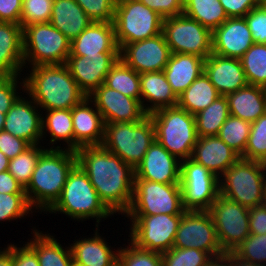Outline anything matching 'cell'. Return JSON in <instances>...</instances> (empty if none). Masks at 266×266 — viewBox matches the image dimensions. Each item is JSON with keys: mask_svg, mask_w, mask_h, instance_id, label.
<instances>
[{"mask_svg": "<svg viewBox=\"0 0 266 266\" xmlns=\"http://www.w3.org/2000/svg\"><path fill=\"white\" fill-rule=\"evenodd\" d=\"M76 154L77 164L105 206L113 214L126 213L133 199L135 170L102 145L80 147Z\"/></svg>", "mask_w": 266, "mask_h": 266, "instance_id": "6da1fadb", "label": "cell"}, {"mask_svg": "<svg viewBox=\"0 0 266 266\" xmlns=\"http://www.w3.org/2000/svg\"><path fill=\"white\" fill-rule=\"evenodd\" d=\"M76 165V151L62 150L59 146L44 150L24 189L30 206L48 211L59 199L67 177Z\"/></svg>", "mask_w": 266, "mask_h": 266, "instance_id": "7a4b0ae2", "label": "cell"}, {"mask_svg": "<svg viewBox=\"0 0 266 266\" xmlns=\"http://www.w3.org/2000/svg\"><path fill=\"white\" fill-rule=\"evenodd\" d=\"M23 84L37 108L39 105L46 110L72 109L87 97L65 64L32 67Z\"/></svg>", "mask_w": 266, "mask_h": 266, "instance_id": "3957f363", "label": "cell"}, {"mask_svg": "<svg viewBox=\"0 0 266 266\" xmlns=\"http://www.w3.org/2000/svg\"><path fill=\"white\" fill-rule=\"evenodd\" d=\"M149 116L156 141L178 159L191 158L198 138L195 115L175 106L159 109Z\"/></svg>", "mask_w": 266, "mask_h": 266, "instance_id": "277c9868", "label": "cell"}, {"mask_svg": "<svg viewBox=\"0 0 266 266\" xmlns=\"http://www.w3.org/2000/svg\"><path fill=\"white\" fill-rule=\"evenodd\" d=\"M155 140V127L148 115L139 122L105 124L102 146L135 170Z\"/></svg>", "mask_w": 266, "mask_h": 266, "instance_id": "5b68a950", "label": "cell"}, {"mask_svg": "<svg viewBox=\"0 0 266 266\" xmlns=\"http://www.w3.org/2000/svg\"><path fill=\"white\" fill-rule=\"evenodd\" d=\"M49 213L63 212L74 219L107 218L113 214L100 200L87 174L77 164L67 177L61 195L48 210Z\"/></svg>", "mask_w": 266, "mask_h": 266, "instance_id": "8992f818", "label": "cell"}, {"mask_svg": "<svg viewBox=\"0 0 266 266\" xmlns=\"http://www.w3.org/2000/svg\"><path fill=\"white\" fill-rule=\"evenodd\" d=\"M264 172L262 162L239 158L222 174L224 179H219V194L249 209L261 205L266 186Z\"/></svg>", "mask_w": 266, "mask_h": 266, "instance_id": "52a82bcc", "label": "cell"}, {"mask_svg": "<svg viewBox=\"0 0 266 266\" xmlns=\"http://www.w3.org/2000/svg\"><path fill=\"white\" fill-rule=\"evenodd\" d=\"M163 19L139 0H117L113 24L119 50L125 44L161 34Z\"/></svg>", "mask_w": 266, "mask_h": 266, "instance_id": "ba28073f", "label": "cell"}, {"mask_svg": "<svg viewBox=\"0 0 266 266\" xmlns=\"http://www.w3.org/2000/svg\"><path fill=\"white\" fill-rule=\"evenodd\" d=\"M71 41L50 22L23 28V55L33 65L65 64L70 55Z\"/></svg>", "mask_w": 266, "mask_h": 266, "instance_id": "9c48e42d", "label": "cell"}, {"mask_svg": "<svg viewBox=\"0 0 266 266\" xmlns=\"http://www.w3.org/2000/svg\"><path fill=\"white\" fill-rule=\"evenodd\" d=\"M180 184L134 180L133 199L127 215H183Z\"/></svg>", "mask_w": 266, "mask_h": 266, "instance_id": "30bf717a", "label": "cell"}, {"mask_svg": "<svg viewBox=\"0 0 266 266\" xmlns=\"http://www.w3.org/2000/svg\"><path fill=\"white\" fill-rule=\"evenodd\" d=\"M162 33L171 53L192 54L204 59L212 54V32L185 14L164 18Z\"/></svg>", "mask_w": 266, "mask_h": 266, "instance_id": "8fae6325", "label": "cell"}, {"mask_svg": "<svg viewBox=\"0 0 266 266\" xmlns=\"http://www.w3.org/2000/svg\"><path fill=\"white\" fill-rule=\"evenodd\" d=\"M180 188L186 211H208L219 194V178L188 158L180 162Z\"/></svg>", "mask_w": 266, "mask_h": 266, "instance_id": "7c38bea8", "label": "cell"}, {"mask_svg": "<svg viewBox=\"0 0 266 266\" xmlns=\"http://www.w3.org/2000/svg\"><path fill=\"white\" fill-rule=\"evenodd\" d=\"M131 217V242L137 247L164 253L173 247L182 215H127Z\"/></svg>", "mask_w": 266, "mask_h": 266, "instance_id": "4fadbf2b", "label": "cell"}, {"mask_svg": "<svg viewBox=\"0 0 266 266\" xmlns=\"http://www.w3.org/2000/svg\"><path fill=\"white\" fill-rule=\"evenodd\" d=\"M208 212L224 252L233 251L249 236V208L218 194Z\"/></svg>", "mask_w": 266, "mask_h": 266, "instance_id": "5bb4252c", "label": "cell"}, {"mask_svg": "<svg viewBox=\"0 0 266 266\" xmlns=\"http://www.w3.org/2000/svg\"><path fill=\"white\" fill-rule=\"evenodd\" d=\"M173 247L202 250L211 257L224 253L208 211H186L182 215Z\"/></svg>", "mask_w": 266, "mask_h": 266, "instance_id": "9a60e30c", "label": "cell"}, {"mask_svg": "<svg viewBox=\"0 0 266 266\" xmlns=\"http://www.w3.org/2000/svg\"><path fill=\"white\" fill-rule=\"evenodd\" d=\"M163 33L125 44L119 58L137 73L163 71L171 56Z\"/></svg>", "mask_w": 266, "mask_h": 266, "instance_id": "2e32d148", "label": "cell"}, {"mask_svg": "<svg viewBox=\"0 0 266 266\" xmlns=\"http://www.w3.org/2000/svg\"><path fill=\"white\" fill-rule=\"evenodd\" d=\"M88 97L92 99L94 107L101 113L105 124L139 122L148 116L140 100L125 96L104 83Z\"/></svg>", "mask_w": 266, "mask_h": 266, "instance_id": "e0dca14e", "label": "cell"}, {"mask_svg": "<svg viewBox=\"0 0 266 266\" xmlns=\"http://www.w3.org/2000/svg\"><path fill=\"white\" fill-rule=\"evenodd\" d=\"M118 59L119 52H101V57L68 56L65 65L88 97L105 82L106 75Z\"/></svg>", "mask_w": 266, "mask_h": 266, "instance_id": "ac0fdd59", "label": "cell"}, {"mask_svg": "<svg viewBox=\"0 0 266 266\" xmlns=\"http://www.w3.org/2000/svg\"><path fill=\"white\" fill-rule=\"evenodd\" d=\"M180 160L156 140L148 148L135 169L134 180H149L162 184H180Z\"/></svg>", "mask_w": 266, "mask_h": 266, "instance_id": "d6986e66", "label": "cell"}, {"mask_svg": "<svg viewBox=\"0 0 266 266\" xmlns=\"http://www.w3.org/2000/svg\"><path fill=\"white\" fill-rule=\"evenodd\" d=\"M244 17L228 18L212 32V53L240 59L254 44Z\"/></svg>", "mask_w": 266, "mask_h": 266, "instance_id": "ffe728a7", "label": "cell"}, {"mask_svg": "<svg viewBox=\"0 0 266 266\" xmlns=\"http://www.w3.org/2000/svg\"><path fill=\"white\" fill-rule=\"evenodd\" d=\"M33 101L19 97L6 113L3 130L13 136L37 145L42 138V118Z\"/></svg>", "mask_w": 266, "mask_h": 266, "instance_id": "44dd1931", "label": "cell"}, {"mask_svg": "<svg viewBox=\"0 0 266 266\" xmlns=\"http://www.w3.org/2000/svg\"><path fill=\"white\" fill-rule=\"evenodd\" d=\"M204 73L222 96L248 85L240 59L212 53L205 59Z\"/></svg>", "mask_w": 266, "mask_h": 266, "instance_id": "7402d4cb", "label": "cell"}, {"mask_svg": "<svg viewBox=\"0 0 266 266\" xmlns=\"http://www.w3.org/2000/svg\"><path fill=\"white\" fill-rule=\"evenodd\" d=\"M101 52H119L113 22H92L71 41L69 56L101 57Z\"/></svg>", "mask_w": 266, "mask_h": 266, "instance_id": "603a6c76", "label": "cell"}, {"mask_svg": "<svg viewBox=\"0 0 266 266\" xmlns=\"http://www.w3.org/2000/svg\"><path fill=\"white\" fill-rule=\"evenodd\" d=\"M90 97L84 98L71 109L74 129V151L83 146L102 145L105 122L97 109L88 106Z\"/></svg>", "mask_w": 266, "mask_h": 266, "instance_id": "cb8c5ba5", "label": "cell"}, {"mask_svg": "<svg viewBox=\"0 0 266 266\" xmlns=\"http://www.w3.org/2000/svg\"><path fill=\"white\" fill-rule=\"evenodd\" d=\"M239 158L218 136L198 137L191 156L192 160L203 165L219 179Z\"/></svg>", "mask_w": 266, "mask_h": 266, "instance_id": "d4e9b609", "label": "cell"}, {"mask_svg": "<svg viewBox=\"0 0 266 266\" xmlns=\"http://www.w3.org/2000/svg\"><path fill=\"white\" fill-rule=\"evenodd\" d=\"M22 66L23 28L20 24L0 21V76H18Z\"/></svg>", "mask_w": 266, "mask_h": 266, "instance_id": "484cf974", "label": "cell"}, {"mask_svg": "<svg viewBox=\"0 0 266 266\" xmlns=\"http://www.w3.org/2000/svg\"><path fill=\"white\" fill-rule=\"evenodd\" d=\"M204 62V58L192 54H171L163 72L177 97L204 72Z\"/></svg>", "mask_w": 266, "mask_h": 266, "instance_id": "4316f807", "label": "cell"}, {"mask_svg": "<svg viewBox=\"0 0 266 266\" xmlns=\"http://www.w3.org/2000/svg\"><path fill=\"white\" fill-rule=\"evenodd\" d=\"M230 115L250 123L266 113V88L247 85L225 96Z\"/></svg>", "mask_w": 266, "mask_h": 266, "instance_id": "83f0119b", "label": "cell"}, {"mask_svg": "<svg viewBox=\"0 0 266 266\" xmlns=\"http://www.w3.org/2000/svg\"><path fill=\"white\" fill-rule=\"evenodd\" d=\"M49 22L72 41L93 21L75 0H54Z\"/></svg>", "mask_w": 266, "mask_h": 266, "instance_id": "f1b7e54d", "label": "cell"}, {"mask_svg": "<svg viewBox=\"0 0 266 266\" xmlns=\"http://www.w3.org/2000/svg\"><path fill=\"white\" fill-rule=\"evenodd\" d=\"M141 97L152 103L146 107L149 115L159 109L175 107L178 104V97L173 92L163 71L146 72L140 74Z\"/></svg>", "mask_w": 266, "mask_h": 266, "instance_id": "f546056e", "label": "cell"}, {"mask_svg": "<svg viewBox=\"0 0 266 266\" xmlns=\"http://www.w3.org/2000/svg\"><path fill=\"white\" fill-rule=\"evenodd\" d=\"M73 263L79 266H115L118 252L114 254L96 230L93 238L76 241L71 247Z\"/></svg>", "mask_w": 266, "mask_h": 266, "instance_id": "4dcf8cb0", "label": "cell"}, {"mask_svg": "<svg viewBox=\"0 0 266 266\" xmlns=\"http://www.w3.org/2000/svg\"><path fill=\"white\" fill-rule=\"evenodd\" d=\"M220 94L203 72L179 97L177 106L192 115L207 108Z\"/></svg>", "mask_w": 266, "mask_h": 266, "instance_id": "1f68e13d", "label": "cell"}, {"mask_svg": "<svg viewBox=\"0 0 266 266\" xmlns=\"http://www.w3.org/2000/svg\"><path fill=\"white\" fill-rule=\"evenodd\" d=\"M33 241L28 244L35 250L40 266H72L71 249H63L53 236L34 230Z\"/></svg>", "mask_w": 266, "mask_h": 266, "instance_id": "d6a6232c", "label": "cell"}, {"mask_svg": "<svg viewBox=\"0 0 266 266\" xmlns=\"http://www.w3.org/2000/svg\"><path fill=\"white\" fill-rule=\"evenodd\" d=\"M104 84L125 96L140 100L146 112L145 101H142L141 98L140 74L127 66L120 58L106 75Z\"/></svg>", "mask_w": 266, "mask_h": 266, "instance_id": "836d02e7", "label": "cell"}, {"mask_svg": "<svg viewBox=\"0 0 266 266\" xmlns=\"http://www.w3.org/2000/svg\"><path fill=\"white\" fill-rule=\"evenodd\" d=\"M183 14L211 32L228 19L219 0H184Z\"/></svg>", "mask_w": 266, "mask_h": 266, "instance_id": "e575fe53", "label": "cell"}, {"mask_svg": "<svg viewBox=\"0 0 266 266\" xmlns=\"http://www.w3.org/2000/svg\"><path fill=\"white\" fill-rule=\"evenodd\" d=\"M229 116L227 99L220 95L207 108L195 115L197 136H217Z\"/></svg>", "mask_w": 266, "mask_h": 266, "instance_id": "d590c367", "label": "cell"}, {"mask_svg": "<svg viewBox=\"0 0 266 266\" xmlns=\"http://www.w3.org/2000/svg\"><path fill=\"white\" fill-rule=\"evenodd\" d=\"M46 119L42 118V133L48 130L51 143L58 140L67 142L68 150L74 151V129L71 109L47 110ZM47 127V128H46Z\"/></svg>", "mask_w": 266, "mask_h": 266, "instance_id": "8d00e7d4", "label": "cell"}, {"mask_svg": "<svg viewBox=\"0 0 266 266\" xmlns=\"http://www.w3.org/2000/svg\"><path fill=\"white\" fill-rule=\"evenodd\" d=\"M240 61L248 84L266 88V44L254 43Z\"/></svg>", "mask_w": 266, "mask_h": 266, "instance_id": "74e56055", "label": "cell"}, {"mask_svg": "<svg viewBox=\"0 0 266 266\" xmlns=\"http://www.w3.org/2000/svg\"><path fill=\"white\" fill-rule=\"evenodd\" d=\"M250 129V122L230 115L217 136L241 157L247 145Z\"/></svg>", "mask_w": 266, "mask_h": 266, "instance_id": "f35d334b", "label": "cell"}, {"mask_svg": "<svg viewBox=\"0 0 266 266\" xmlns=\"http://www.w3.org/2000/svg\"><path fill=\"white\" fill-rule=\"evenodd\" d=\"M44 150L37 145H30L21 154L10 160L8 172L24 189L28 186L37 161Z\"/></svg>", "mask_w": 266, "mask_h": 266, "instance_id": "ab89813d", "label": "cell"}, {"mask_svg": "<svg viewBox=\"0 0 266 266\" xmlns=\"http://www.w3.org/2000/svg\"><path fill=\"white\" fill-rule=\"evenodd\" d=\"M240 158L260 162L266 160V113L251 123L247 145Z\"/></svg>", "mask_w": 266, "mask_h": 266, "instance_id": "60d3db41", "label": "cell"}, {"mask_svg": "<svg viewBox=\"0 0 266 266\" xmlns=\"http://www.w3.org/2000/svg\"><path fill=\"white\" fill-rule=\"evenodd\" d=\"M163 266H205L211 256L194 248H174L161 254Z\"/></svg>", "mask_w": 266, "mask_h": 266, "instance_id": "b9f144b4", "label": "cell"}, {"mask_svg": "<svg viewBox=\"0 0 266 266\" xmlns=\"http://www.w3.org/2000/svg\"><path fill=\"white\" fill-rule=\"evenodd\" d=\"M117 252L119 266H163L161 253L139 248L132 242Z\"/></svg>", "mask_w": 266, "mask_h": 266, "instance_id": "7bdbcfd3", "label": "cell"}, {"mask_svg": "<svg viewBox=\"0 0 266 266\" xmlns=\"http://www.w3.org/2000/svg\"><path fill=\"white\" fill-rule=\"evenodd\" d=\"M54 0H22L20 25L47 23L51 19Z\"/></svg>", "mask_w": 266, "mask_h": 266, "instance_id": "ee69618b", "label": "cell"}, {"mask_svg": "<svg viewBox=\"0 0 266 266\" xmlns=\"http://www.w3.org/2000/svg\"><path fill=\"white\" fill-rule=\"evenodd\" d=\"M233 251L245 260L259 265H265L266 234L257 235L250 233L249 236L245 238Z\"/></svg>", "mask_w": 266, "mask_h": 266, "instance_id": "f6af8a7d", "label": "cell"}, {"mask_svg": "<svg viewBox=\"0 0 266 266\" xmlns=\"http://www.w3.org/2000/svg\"><path fill=\"white\" fill-rule=\"evenodd\" d=\"M31 209L25 193H0V221L24 217Z\"/></svg>", "mask_w": 266, "mask_h": 266, "instance_id": "bcb514c9", "label": "cell"}, {"mask_svg": "<svg viewBox=\"0 0 266 266\" xmlns=\"http://www.w3.org/2000/svg\"><path fill=\"white\" fill-rule=\"evenodd\" d=\"M93 22H113L117 0H75Z\"/></svg>", "mask_w": 266, "mask_h": 266, "instance_id": "7dc6e473", "label": "cell"}, {"mask_svg": "<svg viewBox=\"0 0 266 266\" xmlns=\"http://www.w3.org/2000/svg\"><path fill=\"white\" fill-rule=\"evenodd\" d=\"M255 43L266 44V7L261 3L244 16Z\"/></svg>", "mask_w": 266, "mask_h": 266, "instance_id": "c3c4849f", "label": "cell"}, {"mask_svg": "<svg viewBox=\"0 0 266 266\" xmlns=\"http://www.w3.org/2000/svg\"><path fill=\"white\" fill-rule=\"evenodd\" d=\"M163 18L183 14L184 0H139Z\"/></svg>", "mask_w": 266, "mask_h": 266, "instance_id": "681fc988", "label": "cell"}, {"mask_svg": "<svg viewBox=\"0 0 266 266\" xmlns=\"http://www.w3.org/2000/svg\"><path fill=\"white\" fill-rule=\"evenodd\" d=\"M29 146L30 144L23 139L17 138L4 130L0 132V151L10 160L21 154Z\"/></svg>", "mask_w": 266, "mask_h": 266, "instance_id": "f907efd6", "label": "cell"}, {"mask_svg": "<svg viewBox=\"0 0 266 266\" xmlns=\"http://www.w3.org/2000/svg\"><path fill=\"white\" fill-rule=\"evenodd\" d=\"M17 77H6L0 83V110L6 114L16 100L20 97L16 94L17 90Z\"/></svg>", "mask_w": 266, "mask_h": 266, "instance_id": "816d5d0a", "label": "cell"}, {"mask_svg": "<svg viewBox=\"0 0 266 266\" xmlns=\"http://www.w3.org/2000/svg\"><path fill=\"white\" fill-rule=\"evenodd\" d=\"M228 18L244 17L261 3L258 0H219Z\"/></svg>", "mask_w": 266, "mask_h": 266, "instance_id": "f5cc1de1", "label": "cell"}, {"mask_svg": "<svg viewBox=\"0 0 266 266\" xmlns=\"http://www.w3.org/2000/svg\"><path fill=\"white\" fill-rule=\"evenodd\" d=\"M22 0H0V21L20 24Z\"/></svg>", "mask_w": 266, "mask_h": 266, "instance_id": "db71d44e", "label": "cell"}, {"mask_svg": "<svg viewBox=\"0 0 266 266\" xmlns=\"http://www.w3.org/2000/svg\"><path fill=\"white\" fill-rule=\"evenodd\" d=\"M249 230L252 234H266V206L263 204L249 209Z\"/></svg>", "mask_w": 266, "mask_h": 266, "instance_id": "11a10c76", "label": "cell"}, {"mask_svg": "<svg viewBox=\"0 0 266 266\" xmlns=\"http://www.w3.org/2000/svg\"><path fill=\"white\" fill-rule=\"evenodd\" d=\"M13 266H40L35 250L28 243L22 248L13 244Z\"/></svg>", "mask_w": 266, "mask_h": 266, "instance_id": "9f6ffc18", "label": "cell"}, {"mask_svg": "<svg viewBox=\"0 0 266 266\" xmlns=\"http://www.w3.org/2000/svg\"><path fill=\"white\" fill-rule=\"evenodd\" d=\"M0 193H25V190L8 171H3L0 172Z\"/></svg>", "mask_w": 266, "mask_h": 266, "instance_id": "6f0895ef", "label": "cell"}, {"mask_svg": "<svg viewBox=\"0 0 266 266\" xmlns=\"http://www.w3.org/2000/svg\"><path fill=\"white\" fill-rule=\"evenodd\" d=\"M229 258L232 266H266L252 263L251 261L245 260L237 255L234 251H225L224 252Z\"/></svg>", "mask_w": 266, "mask_h": 266, "instance_id": "680465c9", "label": "cell"}, {"mask_svg": "<svg viewBox=\"0 0 266 266\" xmlns=\"http://www.w3.org/2000/svg\"><path fill=\"white\" fill-rule=\"evenodd\" d=\"M0 266H13V245H8L6 250H0Z\"/></svg>", "mask_w": 266, "mask_h": 266, "instance_id": "91938a15", "label": "cell"}, {"mask_svg": "<svg viewBox=\"0 0 266 266\" xmlns=\"http://www.w3.org/2000/svg\"><path fill=\"white\" fill-rule=\"evenodd\" d=\"M205 266H232L225 253L211 257Z\"/></svg>", "mask_w": 266, "mask_h": 266, "instance_id": "94428289", "label": "cell"}, {"mask_svg": "<svg viewBox=\"0 0 266 266\" xmlns=\"http://www.w3.org/2000/svg\"><path fill=\"white\" fill-rule=\"evenodd\" d=\"M10 159L0 151V172L8 171Z\"/></svg>", "mask_w": 266, "mask_h": 266, "instance_id": "6125c7cd", "label": "cell"}, {"mask_svg": "<svg viewBox=\"0 0 266 266\" xmlns=\"http://www.w3.org/2000/svg\"><path fill=\"white\" fill-rule=\"evenodd\" d=\"M5 119L6 114L2 113V110H0V132L3 131Z\"/></svg>", "mask_w": 266, "mask_h": 266, "instance_id": "be15d7a7", "label": "cell"}, {"mask_svg": "<svg viewBox=\"0 0 266 266\" xmlns=\"http://www.w3.org/2000/svg\"><path fill=\"white\" fill-rule=\"evenodd\" d=\"M262 204L264 206H266V186H265V189H264V195H263V202H262Z\"/></svg>", "mask_w": 266, "mask_h": 266, "instance_id": "e7e4bbea", "label": "cell"}, {"mask_svg": "<svg viewBox=\"0 0 266 266\" xmlns=\"http://www.w3.org/2000/svg\"><path fill=\"white\" fill-rule=\"evenodd\" d=\"M262 164H263L264 171H266V160H264ZM264 173H265V180H266V172Z\"/></svg>", "mask_w": 266, "mask_h": 266, "instance_id": "03108f58", "label": "cell"}, {"mask_svg": "<svg viewBox=\"0 0 266 266\" xmlns=\"http://www.w3.org/2000/svg\"><path fill=\"white\" fill-rule=\"evenodd\" d=\"M6 77L0 76V83L5 79Z\"/></svg>", "mask_w": 266, "mask_h": 266, "instance_id": "003e7915", "label": "cell"}, {"mask_svg": "<svg viewBox=\"0 0 266 266\" xmlns=\"http://www.w3.org/2000/svg\"><path fill=\"white\" fill-rule=\"evenodd\" d=\"M262 4L266 7V0H264V1L262 2Z\"/></svg>", "mask_w": 266, "mask_h": 266, "instance_id": "a7ac6f4b", "label": "cell"}]
</instances>
